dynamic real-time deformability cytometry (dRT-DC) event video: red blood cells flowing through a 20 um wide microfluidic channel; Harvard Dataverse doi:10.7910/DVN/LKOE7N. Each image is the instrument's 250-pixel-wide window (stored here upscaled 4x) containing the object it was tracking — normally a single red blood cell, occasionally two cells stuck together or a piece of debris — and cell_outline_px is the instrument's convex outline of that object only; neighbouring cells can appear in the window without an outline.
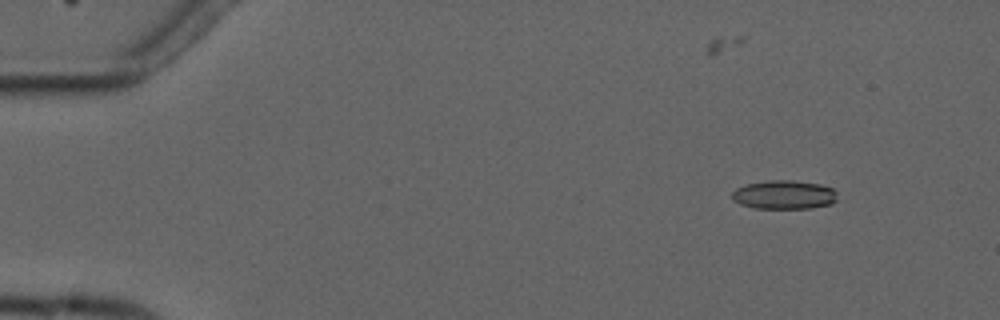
{"species": "common noctule bat (a hibernating species)", "species_latin": "Nyctalus noctula", "temperature_condition": "cold", "stored_images_in_passage": 5, "camera_frame_rate_fps": 3000, "um_per_image_px": 0.085, "animal": {"sex": "male", "forearm_length_mm": 52.5}, "frame": {"image": 1, "passage_image": 2, "time_ms": 1.333, "image_size_px": [1000, 320], "cell_outline_px": [[836, 200], [832, 204], [812, 208], [756, 208], [740, 204], [732, 196], [732, 192], [736, 188], [748, 184], [768, 180], [792, 180], [820, 184], [832, 188], [836, 192]], "centroid_in_image_um": [66.68, 16.55], "position_along_channel_um": 18.3, "area_um2": 17.57}}